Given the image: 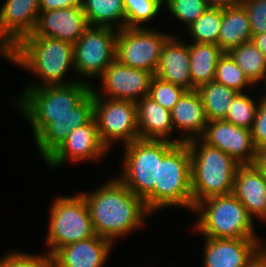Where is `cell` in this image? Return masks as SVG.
Wrapping results in <instances>:
<instances>
[{
    "label": "cell",
    "mask_w": 266,
    "mask_h": 267,
    "mask_svg": "<svg viewBox=\"0 0 266 267\" xmlns=\"http://www.w3.org/2000/svg\"><path fill=\"white\" fill-rule=\"evenodd\" d=\"M252 41L266 58V33L256 35L252 38Z\"/></svg>",
    "instance_id": "cell-41"
},
{
    "label": "cell",
    "mask_w": 266,
    "mask_h": 267,
    "mask_svg": "<svg viewBox=\"0 0 266 267\" xmlns=\"http://www.w3.org/2000/svg\"><path fill=\"white\" fill-rule=\"evenodd\" d=\"M89 26L74 44V69L83 77H100L116 59L118 30Z\"/></svg>",
    "instance_id": "cell-11"
},
{
    "label": "cell",
    "mask_w": 266,
    "mask_h": 267,
    "mask_svg": "<svg viewBox=\"0 0 266 267\" xmlns=\"http://www.w3.org/2000/svg\"><path fill=\"white\" fill-rule=\"evenodd\" d=\"M205 143L228 154L240 165H252L255 145L250 129L222 120L208 121L201 138Z\"/></svg>",
    "instance_id": "cell-13"
},
{
    "label": "cell",
    "mask_w": 266,
    "mask_h": 267,
    "mask_svg": "<svg viewBox=\"0 0 266 267\" xmlns=\"http://www.w3.org/2000/svg\"><path fill=\"white\" fill-rule=\"evenodd\" d=\"M175 144L139 138L125 145L123 173L118 179L136 196L144 199L158 184V160H162Z\"/></svg>",
    "instance_id": "cell-8"
},
{
    "label": "cell",
    "mask_w": 266,
    "mask_h": 267,
    "mask_svg": "<svg viewBox=\"0 0 266 267\" xmlns=\"http://www.w3.org/2000/svg\"><path fill=\"white\" fill-rule=\"evenodd\" d=\"M0 267H51L49 255H34L22 252H11L0 259Z\"/></svg>",
    "instance_id": "cell-34"
},
{
    "label": "cell",
    "mask_w": 266,
    "mask_h": 267,
    "mask_svg": "<svg viewBox=\"0 0 266 267\" xmlns=\"http://www.w3.org/2000/svg\"><path fill=\"white\" fill-rule=\"evenodd\" d=\"M193 210L200 216L195 228L205 237L258 239L253 218L233 193L206 198Z\"/></svg>",
    "instance_id": "cell-6"
},
{
    "label": "cell",
    "mask_w": 266,
    "mask_h": 267,
    "mask_svg": "<svg viewBox=\"0 0 266 267\" xmlns=\"http://www.w3.org/2000/svg\"><path fill=\"white\" fill-rule=\"evenodd\" d=\"M210 7L225 8L231 6H237L242 3V0H206Z\"/></svg>",
    "instance_id": "cell-40"
},
{
    "label": "cell",
    "mask_w": 266,
    "mask_h": 267,
    "mask_svg": "<svg viewBox=\"0 0 266 267\" xmlns=\"http://www.w3.org/2000/svg\"><path fill=\"white\" fill-rule=\"evenodd\" d=\"M261 98L251 129L255 148L266 146V94Z\"/></svg>",
    "instance_id": "cell-36"
},
{
    "label": "cell",
    "mask_w": 266,
    "mask_h": 267,
    "mask_svg": "<svg viewBox=\"0 0 266 267\" xmlns=\"http://www.w3.org/2000/svg\"><path fill=\"white\" fill-rule=\"evenodd\" d=\"M143 200L151 213L174 205L194 209L191 156L186 142L175 144L158 160V184Z\"/></svg>",
    "instance_id": "cell-5"
},
{
    "label": "cell",
    "mask_w": 266,
    "mask_h": 267,
    "mask_svg": "<svg viewBox=\"0 0 266 267\" xmlns=\"http://www.w3.org/2000/svg\"><path fill=\"white\" fill-rule=\"evenodd\" d=\"M252 41L251 24L245 8L237 6L222 8V21L218 46L224 53L242 43Z\"/></svg>",
    "instance_id": "cell-23"
},
{
    "label": "cell",
    "mask_w": 266,
    "mask_h": 267,
    "mask_svg": "<svg viewBox=\"0 0 266 267\" xmlns=\"http://www.w3.org/2000/svg\"><path fill=\"white\" fill-rule=\"evenodd\" d=\"M234 196L249 215L266 220V175L253 165H240L234 178Z\"/></svg>",
    "instance_id": "cell-19"
},
{
    "label": "cell",
    "mask_w": 266,
    "mask_h": 267,
    "mask_svg": "<svg viewBox=\"0 0 266 267\" xmlns=\"http://www.w3.org/2000/svg\"><path fill=\"white\" fill-rule=\"evenodd\" d=\"M112 241L95 235L89 239L69 243L51 256V267H103Z\"/></svg>",
    "instance_id": "cell-17"
},
{
    "label": "cell",
    "mask_w": 266,
    "mask_h": 267,
    "mask_svg": "<svg viewBox=\"0 0 266 267\" xmlns=\"http://www.w3.org/2000/svg\"><path fill=\"white\" fill-rule=\"evenodd\" d=\"M107 151L93 118L89 123L71 131L68 137L45 159V162L51 167H58L69 158L75 162L96 160Z\"/></svg>",
    "instance_id": "cell-15"
},
{
    "label": "cell",
    "mask_w": 266,
    "mask_h": 267,
    "mask_svg": "<svg viewBox=\"0 0 266 267\" xmlns=\"http://www.w3.org/2000/svg\"><path fill=\"white\" fill-rule=\"evenodd\" d=\"M40 12V0H5L0 8V53L5 56L31 34Z\"/></svg>",
    "instance_id": "cell-12"
},
{
    "label": "cell",
    "mask_w": 266,
    "mask_h": 267,
    "mask_svg": "<svg viewBox=\"0 0 266 267\" xmlns=\"http://www.w3.org/2000/svg\"><path fill=\"white\" fill-rule=\"evenodd\" d=\"M46 245L47 255L69 243L89 239L96 235L88 205L80 193L77 196H57L50 208V225Z\"/></svg>",
    "instance_id": "cell-7"
},
{
    "label": "cell",
    "mask_w": 266,
    "mask_h": 267,
    "mask_svg": "<svg viewBox=\"0 0 266 267\" xmlns=\"http://www.w3.org/2000/svg\"><path fill=\"white\" fill-rule=\"evenodd\" d=\"M154 75L115 59L100 76L106 98L137 102L149 94Z\"/></svg>",
    "instance_id": "cell-14"
},
{
    "label": "cell",
    "mask_w": 266,
    "mask_h": 267,
    "mask_svg": "<svg viewBox=\"0 0 266 267\" xmlns=\"http://www.w3.org/2000/svg\"><path fill=\"white\" fill-rule=\"evenodd\" d=\"M227 54L253 85L263 80L266 82V58L253 41L242 43L229 50Z\"/></svg>",
    "instance_id": "cell-27"
},
{
    "label": "cell",
    "mask_w": 266,
    "mask_h": 267,
    "mask_svg": "<svg viewBox=\"0 0 266 267\" xmlns=\"http://www.w3.org/2000/svg\"><path fill=\"white\" fill-rule=\"evenodd\" d=\"M93 90L94 119L100 138L107 149L116 140H123L124 145L139 139L137 106L135 102L111 99L101 96Z\"/></svg>",
    "instance_id": "cell-9"
},
{
    "label": "cell",
    "mask_w": 266,
    "mask_h": 267,
    "mask_svg": "<svg viewBox=\"0 0 266 267\" xmlns=\"http://www.w3.org/2000/svg\"><path fill=\"white\" fill-rule=\"evenodd\" d=\"M170 113L174 128L188 134L181 138L182 142L196 137L200 138L203 135L208 119L200 95L196 90L186 91Z\"/></svg>",
    "instance_id": "cell-22"
},
{
    "label": "cell",
    "mask_w": 266,
    "mask_h": 267,
    "mask_svg": "<svg viewBox=\"0 0 266 267\" xmlns=\"http://www.w3.org/2000/svg\"><path fill=\"white\" fill-rule=\"evenodd\" d=\"M245 267H266V245L264 244L247 262Z\"/></svg>",
    "instance_id": "cell-39"
},
{
    "label": "cell",
    "mask_w": 266,
    "mask_h": 267,
    "mask_svg": "<svg viewBox=\"0 0 266 267\" xmlns=\"http://www.w3.org/2000/svg\"><path fill=\"white\" fill-rule=\"evenodd\" d=\"M215 81L237 92H243L242 89L248 87V85L249 87L253 86L237 63L227 53H224L218 60Z\"/></svg>",
    "instance_id": "cell-30"
},
{
    "label": "cell",
    "mask_w": 266,
    "mask_h": 267,
    "mask_svg": "<svg viewBox=\"0 0 266 267\" xmlns=\"http://www.w3.org/2000/svg\"><path fill=\"white\" fill-rule=\"evenodd\" d=\"M258 105L246 93L238 92L232 102L225 117V121L238 127L252 129Z\"/></svg>",
    "instance_id": "cell-29"
},
{
    "label": "cell",
    "mask_w": 266,
    "mask_h": 267,
    "mask_svg": "<svg viewBox=\"0 0 266 267\" xmlns=\"http://www.w3.org/2000/svg\"><path fill=\"white\" fill-rule=\"evenodd\" d=\"M84 0H40V10H57L68 7H82Z\"/></svg>",
    "instance_id": "cell-37"
},
{
    "label": "cell",
    "mask_w": 266,
    "mask_h": 267,
    "mask_svg": "<svg viewBox=\"0 0 266 267\" xmlns=\"http://www.w3.org/2000/svg\"><path fill=\"white\" fill-rule=\"evenodd\" d=\"M88 205L96 235L111 240L131 233L150 215L144 200L117 177L91 193H81Z\"/></svg>",
    "instance_id": "cell-2"
},
{
    "label": "cell",
    "mask_w": 266,
    "mask_h": 267,
    "mask_svg": "<svg viewBox=\"0 0 266 267\" xmlns=\"http://www.w3.org/2000/svg\"><path fill=\"white\" fill-rule=\"evenodd\" d=\"M170 13L185 23L187 28L191 26L210 5L206 0H163Z\"/></svg>",
    "instance_id": "cell-32"
},
{
    "label": "cell",
    "mask_w": 266,
    "mask_h": 267,
    "mask_svg": "<svg viewBox=\"0 0 266 267\" xmlns=\"http://www.w3.org/2000/svg\"><path fill=\"white\" fill-rule=\"evenodd\" d=\"M251 24L252 38L266 33V0H242Z\"/></svg>",
    "instance_id": "cell-35"
},
{
    "label": "cell",
    "mask_w": 266,
    "mask_h": 267,
    "mask_svg": "<svg viewBox=\"0 0 266 267\" xmlns=\"http://www.w3.org/2000/svg\"><path fill=\"white\" fill-rule=\"evenodd\" d=\"M170 37L143 26L120 29L116 37V59L154 75L163 46Z\"/></svg>",
    "instance_id": "cell-10"
},
{
    "label": "cell",
    "mask_w": 266,
    "mask_h": 267,
    "mask_svg": "<svg viewBox=\"0 0 266 267\" xmlns=\"http://www.w3.org/2000/svg\"><path fill=\"white\" fill-rule=\"evenodd\" d=\"M28 69L42 81L41 86L70 84L63 80L69 67L74 68V45L44 36H26L5 56Z\"/></svg>",
    "instance_id": "cell-3"
},
{
    "label": "cell",
    "mask_w": 266,
    "mask_h": 267,
    "mask_svg": "<svg viewBox=\"0 0 266 267\" xmlns=\"http://www.w3.org/2000/svg\"><path fill=\"white\" fill-rule=\"evenodd\" d=\"M196 91L200 95L208 121L225 119L229 104L238 93L215 80L201 85Z\"/></svg>",
    "instance_id": "cell-26"
},
{
    "label": "cell",
    "mask_w": 266,
    "mask_h": 267,
    "mask_svg": "<svg viewBox=\"0 0 266 267\" xmlns=\"http://www.w3.org/2000/svg\"><path fill=\"white\" fill-rule=\"evenodd\" d=\"M178 41L173 36L166 41L154 75L163 81L192 91L189 47L188 44Z\"/></svg>",
    "instance_id": "cell-20"
},
{
    "label": "cell",
    "mask_w": 266,
    "mask_h": 267,
    "mask_svg": "<svg viewBox=\"0 0 266 267\" xmlns=\"http://www.w3.org/2000/svg\"><path fill=\"white\" fill-rule=\"evenodd\" d=\"M186 91L183 87L163 81L154 75L150 83L148 96L171 111Z\"/></svg>",
    "instance_id": "cell-33"
},
{
    "label": "cell",
    "mask_w": 266,
    "mask_h": 267,
    "mask_svg": "<svg viewBox=\"0 0 266 267\" xmlns=\"http://www.w3.org/2000/svg\"><path fill=\"white\" fill-rule=\"evenodd\" d=\"M252 165L266 175V146L256 148Z\"/></svg>",
    "instance_id": "cell-38"
},
{
    "label": "cell",
    "mask_w": 266,
    "mask_h": 267,
    "mask_svg": "<svg viewBox=\"0 0 266 267\" xmlns=\"http://www.w3.org/2000/svg\"><path fill=\"white\" fill-rule=\"evenodd\" d=\"M197 140L195 138L186 142L191 156L193 207L206 198L232 194L234 178L240 166L225 152L202 139V143Z\"/></svg>",
    "instance_id": "cell-4"
},
{
    "label": "cell",
    "mask_w": 266,
    "mask_h": 267,
    "mask_svg": "<svg viewBox=\"0 0 266 267\" xmlns=\"http://www.w3.org/2000/svg\"><path fill=\"white\" fill-rule=\"evenodd\" d=\"M258 239L205 238L204 267H245L264 245Z\"/></svg>",
    "instance_id": "cell-18"
},
{
    "label": "cell",
    "mask_w": 266,
    "mask_h": 267,
    "mask_svg": "<svg viewBox=\"0 0 266 267\" xmlns=\"http://www.w3.org/2000/svg\"><path fill=\"white\" fill-rule=\"evenodd\" d=\"M89 26L82 7L40 10L34 31L27 36L50 37L74 45Z\"/></svg>",
    "instance_id": "cell-16"
},
{
    "label": "cell",
    "mask_w": 266,
    "mask_h": 267,
    "mask_svg": "<svg viewBox=\"0 0 266 267\" xmlns=\"http://www.w3.org/2000/svg\"><path fill=\"white\" fill-rule=\"evenodd\" d=\"M136 106L139 138L182 143L180 138L177 141L168 138L174 130L170 110L156 103L148 95L137 101Z\"/></svg>",
    "instance_id": "cell-21"
},
{
    "label": "cell",
    "mask_w": 266,
    "mask_h": 267,
    "mask_svg": "<svg viewBox=\"0 0 266 267\" xmlns=\"http://www.w3.org/2000/svg\"><path fill=\"white\" fill-rule=\"evenodd\" d=\"M192 91L215 80L216 66L224 54L216 44L193 42L188 44Z\"/></svg>",
    "instance_id": "cell-24"
},
{
    "label": "cell",
    "mask_w": 266,
    "mask_h": 267,
    "mask_svg": "<svg viewBox=\"0 0 266 267\" xmlns=\"http://www.w3.org/2000/svg\"><path fill=\"white\" fill-rule=\"evenodd\" d=\"M222 21V8L210 7L201 15L187 31L193 42L218 45V38Z\"/></svg>",
    "instance_id": "cell-28"
},
{
    "label": "cell",
    "mask_w": 266,
    "mask_h": 267,
    "mask_svg": "<svg viewBox=\"0 0 266 267\" xmlns=\"http://www.w3.org/2000/svg\"><path fill=\"white\" fill-rule=\"evenodd\" d=\"M82 9L90 26L111 28L117 26V30L125 28L126 14L123 0H84Z\"/></svg>",
    "instance_id": "cell-25"
},
{
    "label": "cell",
    "mask_w": 266,
    "mask_h": 267,
    "mask_svg": "<svg viewBox=\"0 0 266 267\" xmlns=\"http://www.w3.org/2000/svg\"><path fill=\"white\" fill-rule=\"evenodd\" d=\"M162 4L163 0H123L125 27H140L141 23L152 20L159 13Z\"/></svg>",
    "instance_id": "cell-31"
},
{
    "label": "cell",
    "mask_w": 266,
    "mask_h": 267,
    "mask_svg": "<svg viewBox=\"0 0 266 267\" xmlns=\"http://www.w3.org/2000/svg\"><path fill=\"white\" fill-rule=\"evenodd\" d=\"M85 78L70 84L28 85L18 107L32 126L36 144L46 159L77 127L94 118L93 88Z\"/></svg>",
    "instance_id": "cell-1"
}]
</instances>
